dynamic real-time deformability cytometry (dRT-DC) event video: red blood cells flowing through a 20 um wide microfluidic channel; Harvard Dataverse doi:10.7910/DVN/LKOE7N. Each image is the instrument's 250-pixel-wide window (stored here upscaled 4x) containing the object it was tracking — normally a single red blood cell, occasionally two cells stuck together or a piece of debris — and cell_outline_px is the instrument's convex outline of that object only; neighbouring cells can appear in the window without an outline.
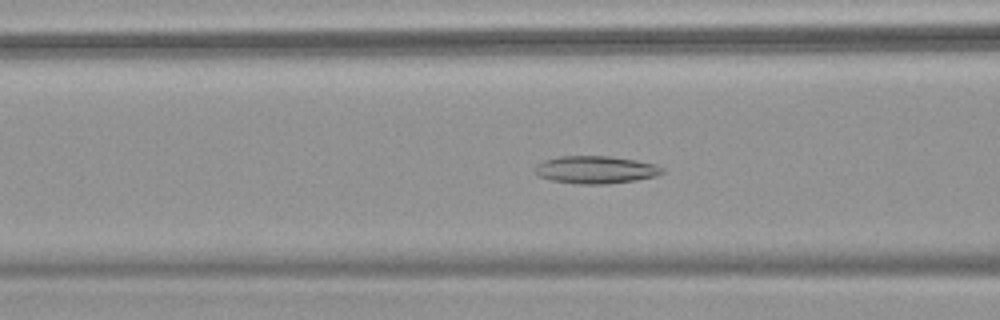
{"species": "common noctule bat (a hibernating species)", "species_latin": "Nyctalus noctula", "temperature_condition": "warm", "stored_images_in_passage": 51, "camera_frame_rate_fps": 3000, "um_per_image_px": 0.085, "animal": {"sex": "female", "body_mass_g": 18.4}, "frame": {"image": 1, "passage_image": 18, "time_ms": 5.667, "image_size_px": [1000, 320], "cell_outline_px": [[664, 172], [656, 176], [636, 180], [604, 184], [576, 184], [552, 180], [540, 176], [536, 172], [536, 164], [544, 160], [560, 156], [608, 156], [636, 160], [652, 164], [664, 168]], "centroid_in_image_um": [50.64, 14.42], "position_along_channel_um": 116.0, "area_um2": 20.29}}
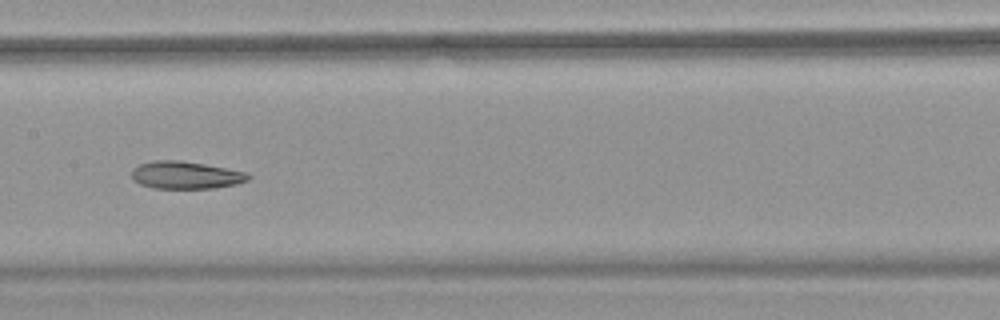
{"frame": {"image": 2, "passage_image": 24, "time_ms": 7.667, "image_size_px": [1000, 320], "cell_outline_px": [[252, 176], [248, 180], [236, 184], [216, 188], [152, 188], [140, 184], [132, 180], [132, 168], [140, 164], [156, 160], [180, 160], [204, 164], [248, 172]], "centroid_in_image_um": [15.79, 14.88], "position_along_channel_um": 191.6, "area_um2": 18.79}}
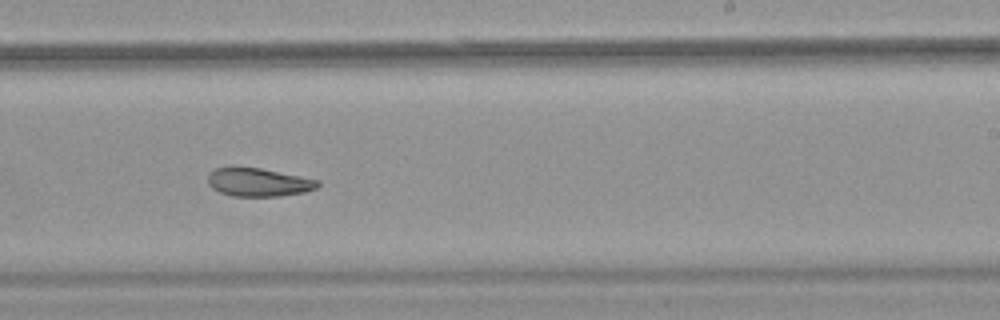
{"frame": {"image": 3, "passage_image": 30, "time_ms": 9.667, "image_size_px": [1000, 320], "cell_outline_px": [[320, 184], [316, 188], [304, 192], [280, 196], [232, 196], [220, 192], [212, 188], [208, 184], [208, 176], [216, 168], [260, 168], [320, 180]], "centroid_in_image_um": [22.0, 15.51], "position_along_channel_um": 267.0, "area_um2": 17.86}, "authors_computed_cell_mechanics": {"area_um2": 21.7906, "velocity_mm_per_s": 3.7871, "shape_relaxation_time_tau1_ms": null, "shape_relaxation_time_tau2_ms": 6.5521, "deformation_change_tau1": null, "deformation_change_tau2": 0.1103}}